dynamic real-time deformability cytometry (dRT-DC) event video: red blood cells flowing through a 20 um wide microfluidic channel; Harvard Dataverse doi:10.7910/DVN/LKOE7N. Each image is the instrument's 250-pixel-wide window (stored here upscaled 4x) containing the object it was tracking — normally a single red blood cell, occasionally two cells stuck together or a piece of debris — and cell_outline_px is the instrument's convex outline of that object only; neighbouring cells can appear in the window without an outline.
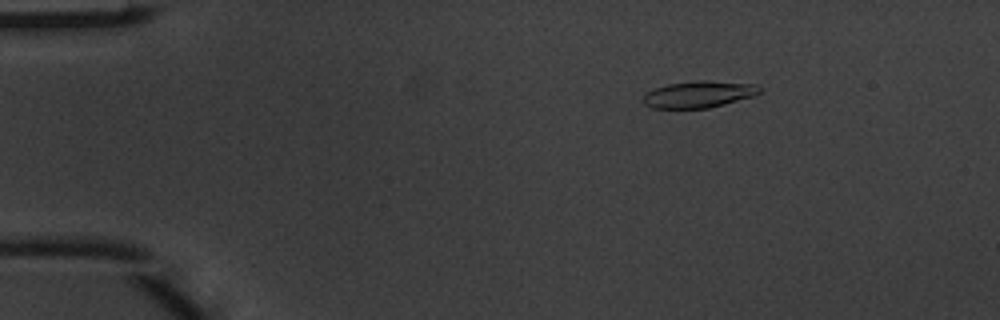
{"species": "common noctule bat (a hibernating species)", "species_latin": "Nyctalus noctula", "temperature_condition": "warm", "stored_images_in_passage": 4, "camera_frame_rate_fps": 3000, "um_per_image_px": 0.085, "animal": {"sex": "male", "body_mass_g": 20.1, "forearm_length_mm": 53.5}, "frame": {"image": 1, "passage_image": 2, "time_ms": 0.333, "image_size_px": [1000, 320], "cell_outline_px": [[760, 92], [756, 96], [708, 108], [652, 108], [644, 104], [644, 96], [648, 92], [656, 88], [668, 84], [700, 80], [704, 80], [756, 84], [760, 88]], "centroid_in_image_um": [59.44, 8.02], "position_along_channel_um": 25.6, "area_um2": 17.98}}
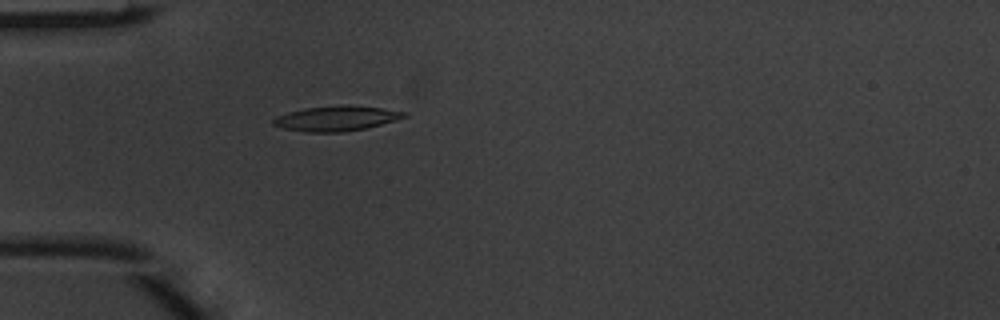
{"frame": {"image": 2, "passage_image": 4, "time_ms": 1.0, "image_size_px": [1000, 320], "cell_outline_px": [[408, 116], [368, 128], [340, 132], [304, 132], [284, 128], [272, 124], [272, 120], [276, 116], [288, 112], [308, 108], [340, 104], [344, 104], [380, 108], [408, 112]], "centroid_in_image_um": [28.6, 10.06], "position_along_channel_um": 56.4, "area_um2": 19.07}}